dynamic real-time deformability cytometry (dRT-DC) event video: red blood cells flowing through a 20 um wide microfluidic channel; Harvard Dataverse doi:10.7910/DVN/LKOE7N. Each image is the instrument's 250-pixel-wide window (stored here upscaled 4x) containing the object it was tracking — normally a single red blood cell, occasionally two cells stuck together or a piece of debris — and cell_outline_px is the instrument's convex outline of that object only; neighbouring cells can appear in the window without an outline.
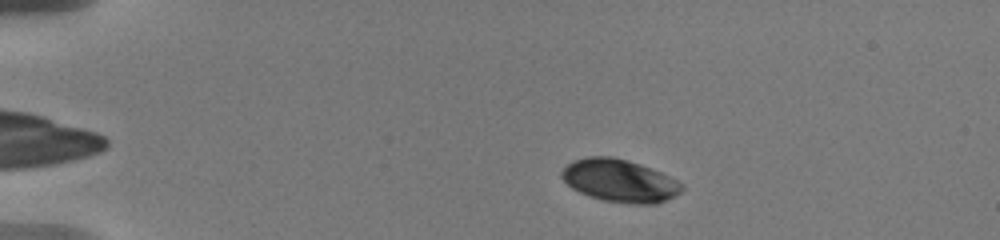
{"species": "human", "species_latin": "Homo sapiens", "temperature_condition": "warm", "stored_images_in_passage": 26, "camera_frame_rate_fps": 3000, "um_per_image_px": 0.085, "donor": {"sex": "male"}, "frame": {"image": 1, "passage_image": 3, "time_ms": 1.0, "image_size_px": [1000, 240], "cell_outline_px": [[684, 188], [680, 192], [656, 204], [636, 204], [604, 200], [588, 196], [572, 188], [560, 176], [560, 172], [572, 160], [588, 156], [612, 156], [628, 160], [640, 164], [660, 172], [676, 180]], "centroid_in_image_um": [52.62, 15.34], "position_along_channel_um": 32.4, "area_um2": 29.59}}
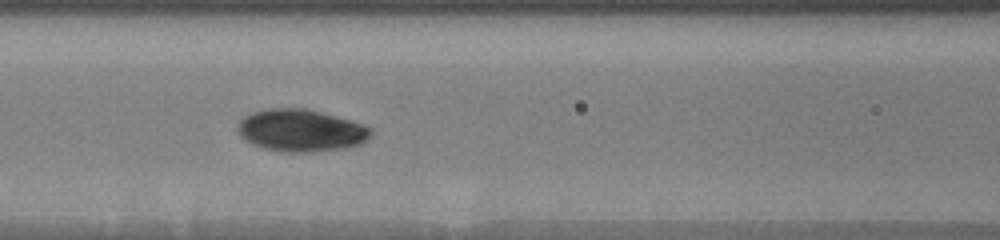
{"frame": {"image": 2, "passage_image": 10, "time_ms": 6.0, "image_size_px": [1000, 240], "cell_outline_px": [[372, 136], [368, 140], [360, 144], [344, 148], [312, 152], [280, 152], [264, 148], [252, 144], [244, 140], [240, 136], [236, 128], [236, 124], [244, 116], [252, 112], [268, 108], [304, 108], [320, 112], [348, 120], [372, 128]], "centroid_in_image_um": [25.53, 11.1], "position_along_channel_um": 141.1, "area_um2": 32.89}}
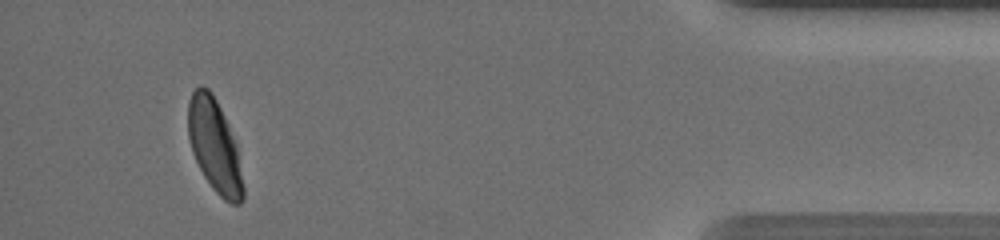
{"frame": {"image": 3, "passage_image": 23, "time_ms": 15.0, "image_size_px": [1000, 240], "cell_outline_px": [[244, 200], [240, 204], [232, 204], [224, 200], [212, 188], [204, 176], [192, 152], [188, 136], [188, 100], [192, 92], [200, 84], [208, 88], [212, 92], [224, 116], [236, 144], [244, 188]], "centroid_in_image_um": [18.23, 12.4], "position_along_channel_um": 417.0, "area_um2": 29.71}, "authors_computed_cell_mechanics": {"area_um2": 30.4317, "velocity_mm_per_s": 3.6389, "shape_relaxation_time_tau1_ms": 5.1409, "shape_relaxation_time_tau2_ms": null, "deformation_change_tau1": 0.1474, "deformation_change_tau2": null}}